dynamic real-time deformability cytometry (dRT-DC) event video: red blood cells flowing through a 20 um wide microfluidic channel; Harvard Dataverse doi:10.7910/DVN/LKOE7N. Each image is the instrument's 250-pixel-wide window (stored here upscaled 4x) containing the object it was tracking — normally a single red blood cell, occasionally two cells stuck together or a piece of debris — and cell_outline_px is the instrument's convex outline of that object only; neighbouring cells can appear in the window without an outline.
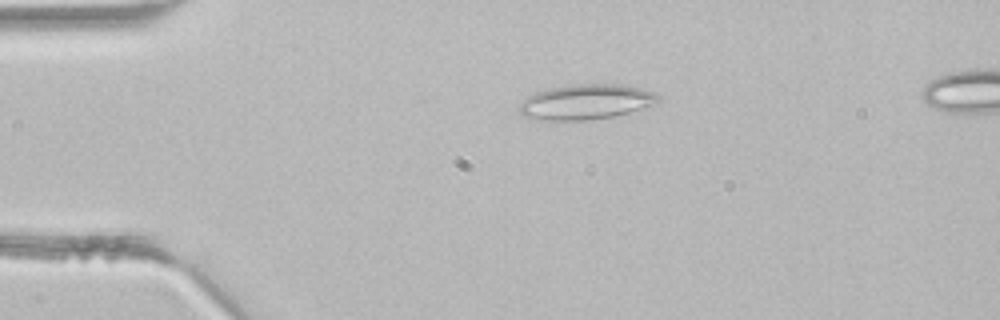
{"species": "common noctule bat (a hibernating species)", "species_latin": "Nyctalus noctula", "temperature_condition": "room temperature", "stored_images_in_passage": 44, "segment_of_instrument_passage": [1, 2], "camera_frame_rate_fps": 3000, "um_per_image_px": 0.085, "animal": {"sex": "male", "body_mass_g": 21.5, "forearm_length_mm": 52.0}, "frame": {"image": 1, "passage_image": 9, "time_ms": 2.667, "image_size_px": [1000, 320], "cell_outline_px": [[660, 100], [652, 104], [628, 112], [612, 116], [592, 120], [544, 120], [524, 116], [520, 112], [520, 104], [528, 96], [536, 92], [552, 88], [572, 84], [620, 84], [656, 92], [660, 96]], "centroid_in_image_um": [49.81, 8.65], "position_along_channel_um": 35.2, "area_um2": 28.03}}
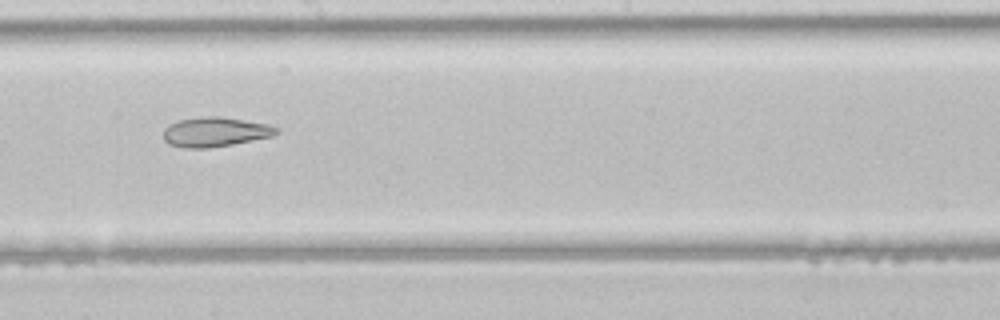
{"frame": {"image": 2, "passage_image": 24, "time_ms": 7.667, "image_size_px": [1000, 320], "cell_outline_px": [[280, 132], [272, 136], [232, 144], [208, 148], [184, 148], [168, 144], [164, 140], [164, 128], [180, 120], [204, 116], [220, 116], [268, 124], [280, 128]], "centroid_in_image_um": [18.31, 11.22], "position_along_channel_um": 229.9, "area_um2": 19.42}}
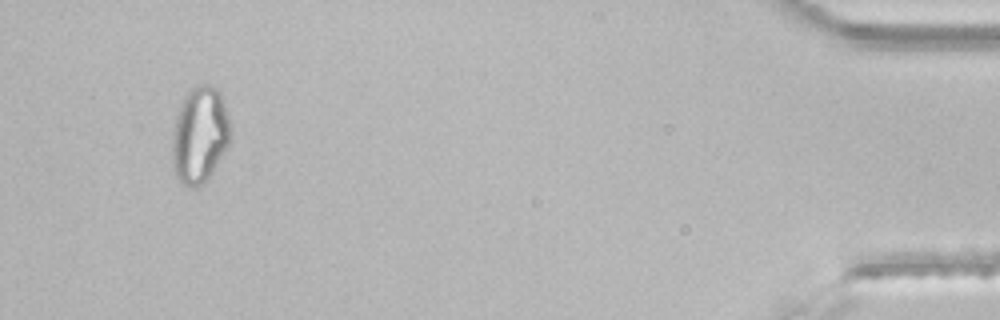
{"frame": {"image": 3, "passage_image": 41, "time_ms": 13.333, "image_size_px": [1000, 320], "cell_outline_px": [[232, 136], [228, 144], [208, 180], [204, 184], [196, 188], [184, 184], [176, 176], [172, 160], [172, 132], [176, 116], [180, 104], [184, 96], [192, 88], [200, 84], [208, 84], [216, 88], [220, 92], [232, 128]], "centroid_in_image_um": [16.98, 11.47], "position_along_channel_um": 418.2, "area_um2": 32.95}}